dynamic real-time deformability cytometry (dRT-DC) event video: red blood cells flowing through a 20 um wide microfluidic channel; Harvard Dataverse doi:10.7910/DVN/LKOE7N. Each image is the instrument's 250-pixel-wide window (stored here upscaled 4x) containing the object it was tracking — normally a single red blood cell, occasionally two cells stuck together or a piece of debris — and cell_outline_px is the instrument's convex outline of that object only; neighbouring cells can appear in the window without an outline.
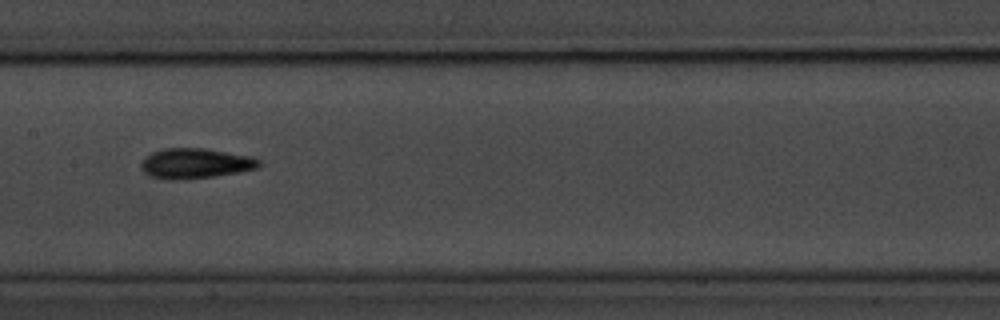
{"species": "common noctule bat (a hibernating species)", "species_latin": "Nyctalus noctula", "temperature_condition": "room temperature", "stored_images_in_passage": 14, "camera_frame_rate_fps": 3000, "um_per_image_px": 0.085, "animal": {"sex": "male", "body_mass_g": 20.1, "forearm_length_mm": 53.5}, "frame": {"image": 1, "passage_image": 7, "time_ms": 8.0, "image_size_px": [1000, 320], "cell_outline_px": [[260, 168], [216, 176], [180, 180], [168, 180], [148, 176], [140, 168], [140, 164], [152, 152], [164, 148], [204, 148], [248, 156], [260, 160]], "centroid_in_image_um": [16.58, 13.9], "position_along_channel_um": 190.8, "area_um2": 20.75}}
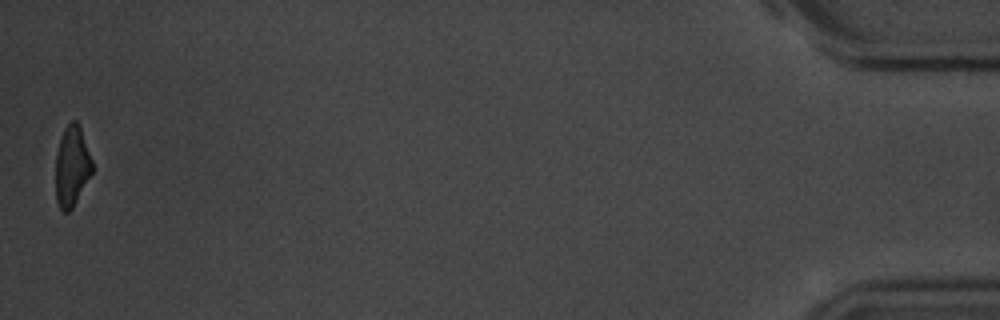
{"frame": {"image": 2, "passage_image": 14, "time_ms": 17.0, "image_size_px": [1000, 320], "cell_outline_px": [[92, 172], [72, 208], [68, 212], [64, 212], [60, 208], [56, 200], [56, 156], [60, 140], [64, 128], [72, 120], [76, 120], [80, 124], [92, 160]], "centroid_in_image_um": [6.11, 14.1], "position_along_channel_um": 429.1, "area_um2": 16.99}, "authors_computed_cell_mechanics": {"area_um2": 18.9295, "velocity_mm_per_s": 3.6938, "shape_relaxation_time_tau1_ms": 1.536, "shape_relaxation_time_tau2_ms": null, "deformation_change_tau1": 0.1006, "deformation_change_tau2": null}}